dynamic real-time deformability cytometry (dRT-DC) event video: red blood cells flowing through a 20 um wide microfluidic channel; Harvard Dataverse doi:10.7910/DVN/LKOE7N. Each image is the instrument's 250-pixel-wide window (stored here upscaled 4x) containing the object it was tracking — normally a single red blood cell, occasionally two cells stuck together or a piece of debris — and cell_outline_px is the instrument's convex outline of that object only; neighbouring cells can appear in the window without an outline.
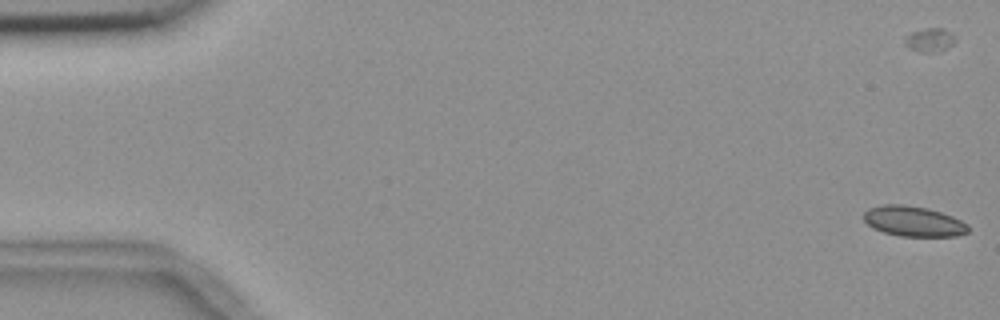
{"species": "common noctule bat (a hibernating species)", "species_latin": "Nyctalus noctula", "temperature_condition": "room temperature", "stored_images_in_passage": 58, "camera_frame_rate_fps": 3000, "um_per_image_px": 0.085, "animal": {"sex": "female", "body_mass_g": 18.4}, "frame": {"image": 1, "passage_image": 2, "time_ms": 0.333, "image_size_px": [1000, 320], "cell_outline_px": [[968, 232], [956, 236], [900, 236], [884, 232], [872, 228], [864, 220], [864, 212], [868, 208], [884, 204], [904, 204], [928, 208], [952, 216], [968, 224]], "centroid_in_image_um": [77.63, 18.8], "position_along_channel_um": 7.4, "area_um2": 18.44}, "authors_computed_cell_mechanics": {"area_um2": 18.6694, "velocity_mm_per_s": 3.6384, "shape_relaxation_time_tau1_ms": null, "shape_relaxation_time_tau2_ms": 2.4216, "deformation_change_tau1": null, "deformation_change_tau2": 0.0526}}